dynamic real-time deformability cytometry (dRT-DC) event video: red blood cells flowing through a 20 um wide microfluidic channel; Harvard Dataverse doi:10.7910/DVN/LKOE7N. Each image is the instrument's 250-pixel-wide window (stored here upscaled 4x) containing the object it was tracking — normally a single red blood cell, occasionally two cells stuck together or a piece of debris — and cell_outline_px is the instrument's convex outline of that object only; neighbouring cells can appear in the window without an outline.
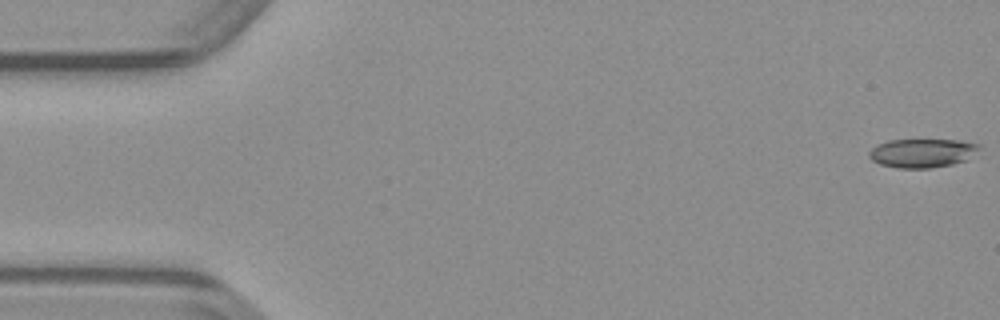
{"species": "common noctule bat (a hibernating species)", "species_latin": "Nyctalus noctula", "temperature_condition": "warm", "stored_images_in_passage": 49, "camera_frame_rate_fps": 3000, "um_per_image_px": 0.085, "animal": {"sex": "male", "body_mass_g": 23.1, "forearm_length_mm": 52.7}, "frame": {"image": 1, "passage_image": 1, "time_ms": 0.0, "image_size_px": [1000, 320], "cell_outline_px": [[980, 148], [964, 160], [952, 164], [932, 168], [896, 168], [880, 164], [872, 160], [868, 156], [868, 152], [876, 144], [888, 140], [960, 140], [980, 144]], "centroid_in_image_um": [78.33, 13.0], "position_along_channel_um": 6.7, "area_um2": 18.44}}
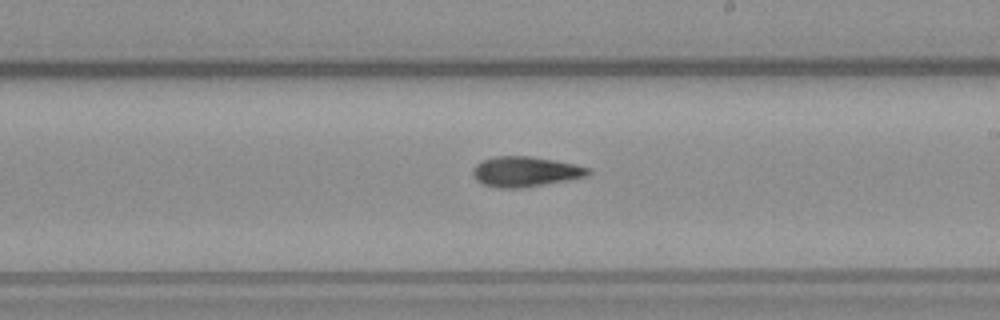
{"frame": {"image": 2, "passage_image": 28, "time_ms": 9.0, "image_size_px": [1000, 320], "cell_outline_px": [[592, 172], [588, 176], [568, 180], [520, 188], [496, 188], [484, 184], [476, 180], [472, 172], [476, 164], [480, 160], [496, 156], [528, 156], [552, 160], [572, 164], [588, 168]], "centroid_in_image_um": [44.62, 14.59], "position_along_channel_um": 244.4, "area_um2": 20.11}}
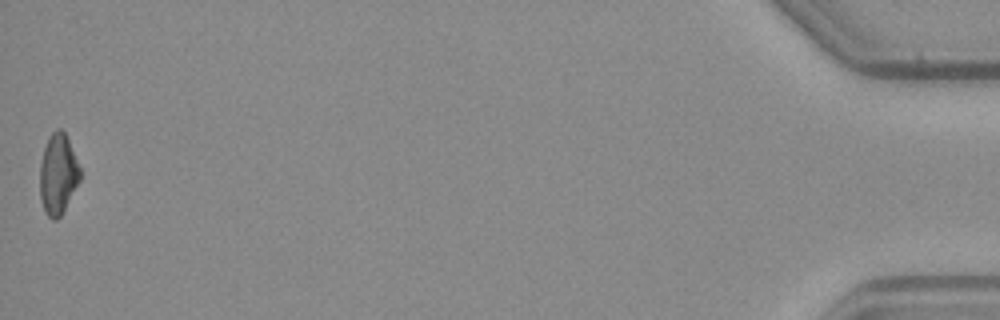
{"frame": {"image": 3, "passage_image": 49, "time_ms": 16.0, "image_size_px": [1000, 320], "cell_outline_px": [[80, 180], [60, 216], [56, 220], [52, 220], [44, 212], [40, 200], [40, 164], [44, 148], [48, 136], [56, 128], [60, 128], [64, 132], [68, 140], [80, 168]], "centroid_in_image_um": [4.91, 14.81], "position_along_channel_um": 430.3, "area_um2": 18.73}}